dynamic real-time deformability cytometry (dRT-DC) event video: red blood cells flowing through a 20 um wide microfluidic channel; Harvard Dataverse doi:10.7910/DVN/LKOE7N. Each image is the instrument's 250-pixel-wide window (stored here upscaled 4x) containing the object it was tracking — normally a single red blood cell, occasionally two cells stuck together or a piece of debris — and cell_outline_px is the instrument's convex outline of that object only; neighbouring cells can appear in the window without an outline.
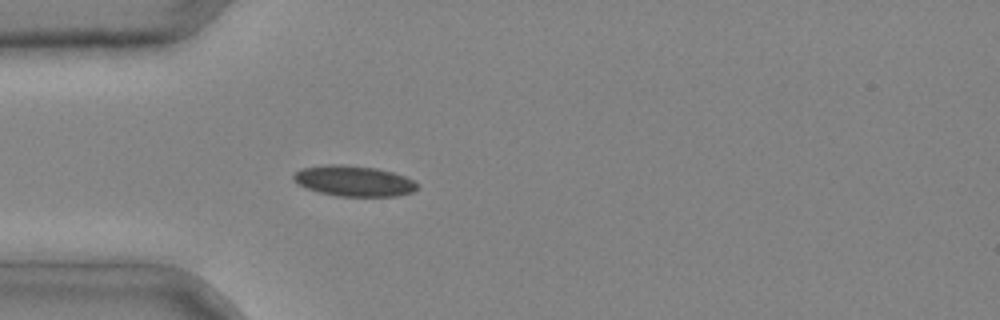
{"species": "common noctule bat (a hibernating species)", "species_latin": "Nyctalus noctula", "temperature_condition": "cold", "stored_images_in_passage": 2, "camera_frame_rate_fps": 3000, "um_per_image_px": 0.085, "animal": {"sex": "male", "body_mass_g": 20.4}, "frame": {"image": 1, "passage_image": 2, "time_ms": 0.333, "image_size_px": [1000, 320], "cell_outline_px": [[416, 188], [412, 192], [396, 196], [336, 196], [320, 192], [308, 188], [300, 184], [292, 176], [300, 168], [328, 164], [344, 164], [376, 168], [392, 172], [404, 176], [412, 180], [416, 184]], "centroid_in_image_um": [30.06, 15.37], "position_along_channel_um": 54.9, "area_um2": 21.79}}